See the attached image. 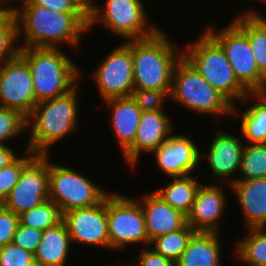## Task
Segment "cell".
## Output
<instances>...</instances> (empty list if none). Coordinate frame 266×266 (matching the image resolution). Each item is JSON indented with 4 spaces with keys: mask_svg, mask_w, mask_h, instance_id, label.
Wrapping results in <instances>:
<instances>
[{
    "mask_svg": "<svg viewBox=\"0 0 266 266\" xmlns=\"http://www.w3.org/2000/svg\"><path fill=\"white\" fill-rule=\"evenodd\" d=\"M23 5L13 8L17 20L18 37L22 32L24 44L20 48L49 47L55 44L76 46L80 35L88 29V12H57L32 4L29 0H15Z\"/></svg>",
    "mask_w": 266,
    "mask_h": 266,
    "instance_id": "6da1fadb",
    "label": "cell"
},
{
    "mask_svg": "<svg viewBox=\"0 0 266 266\" xmlns=\"http://www.w3.org/2000/svg\"><path fill=\"white\" fill-rule=\"evenodd\" d=\"M169 40L161 30L151 37L131 40L134 89L171 90L173 71L184 51L179 53Z\"/></svg>",
    "mask_w": 266,
    "mask_h": 266,
    "instance_id": "7a4b0ae2",
    "label": "cell"
},
{
    "mask_svg": "<svg viewBox=\"0 0 266 266\" xmlns=\"http://www.w3.org/2000/svg\"><path fill=\"white\" fill-rule=\"evenodd\" d=\"M77 92L78 85L63 96L36 104L26 118L27 127L32 130L27 149L36 155H48L49 146L76 130Z\"/></svg>",
    "mask_w": 266,
    "mask_h": 266,
    "instance_id": "3957f363",
    "label": "cell"
},
{
    "mask_svg": "<svg viewBox=\"0 0 266 266\" xmlns=\"http://www.w3.org/2000/svg\"><path fill=\"white\" fill-rule=\"evenodd\" d=\"M32 75L36 102L63 96L73 90L81 73L58 47L20 48Z\"/></svg>",
    "mask_w": 266,
    "mask_h": 266,
    "instance_id": "277c9868",
    "label": "cell"
},
{
    "mask_svg": "<svg viewBox=\"0 0 266 266\" xmlns=\"http://www.w3.org/2000/svg\"><path fill=\"white\" fill-rule=\"evenodd\" d=\"M183 56L232 104L236 99L251 97V93L237 80L221 46L206 31L187 45Z\"/></svg>",
    "mask_w": 266,
    "mask_h": 266,
    "instance_id": "5b68a950",
    "label": "cell"
},
{
    "mask_svg": "<svg viewBox=\"0 0 266 266\" xmlns=\"http://www.w3.org/2000/svg\"><path fill=\"white\" fill-rule=\"evenodd\" d=\"M170 98L198 113L231 115L237 111L184 56L175 65Z\"/></svg>",
    "mask_w": 266,
    "mask_h": 266,
    "instance_id": "8992f818",
    "label": "cell"
},
{
    "mask_svg": "<svg viewBox=\"0 0 266 266\" xmlns=\"http://www.w3.org/2000/svg\"><path fill=\"white\" fill-rule=\"evenodd\" d=\"M88 10V28L100 21L110 31L129 41L151 37L159 30L147 22L141 0H107L105 9L93 2Z\"/></svg>",
    "mask_w": 266,
    "mask_h": 266,
    "instance_id": "52a82bcc",
    "label": "cell"
},
{
    "mask_svg": "<svg viewBox=\"0 0 266 266\" xmlns=\"http://www.w3.org/2000/svg\"><path fill=\"white\" fill-rule=\"evenodd\" d=\"M212 29L210 27L205 31L223 49L237 80L250 93H263L266 78L257 67L247 35L233 21L219 33Z\"/></svg>",
    "mask_w": 266,
    "mask_h": 266,
    "instance_id": "ba28073f",
    "label": "cell"
},
{
    "mask_svg": "<svg viewBox=\"0 0 266 266\" xmlns=\"http://www.w3.org/2000/svg\"><path fill=\"white\" fill-rule=\"evenodd\" d=\"M91 182L71 168L49 160V200L60 207L62 214L94 206L109 194Z\"/></svg>",
    "mask_w": 266,
    "mask_h": 266,
    "instance_id": "9c48e42d",
    "label": "cell"
},
{
    "mask_svg": "<svg viewBox=\"0 0 266 266\" xmlns=\"http://www.w3.org/2000/svg\"><path fill=\"white\" fill-rule=\"evenodd\" d=\"M140 202L119 193L107 195V222L110 249L132 243L151 244Z\"/></svg>",
    "mask_w": 266,
    "mask_h": 266,
    "instance_id": "30bf717a",
    "label": "cell"
},
{
    "mask_svg": "<svg viewBox=\"0 0 266 266\" xmlns=\"http://www.w3.org/2000/svg\"><path fill=\"white\" fill-rule=\"evenodd\" d=\"M49 155H36L23 169L4 203L16 215L49 200Z\"/></svg>",
    "mask_w": 266,
    "mask_h": 266,
    "instance_id": "8fae6325",
    "label": "cell"
},
{
    "mask_svg": "<svg viewBox=\"0 0 266 266\" xmlns=\"http://www.w3.org/2000/svg\"><path fill=\"white\" fill-rule=\"evenodd\" d=\"M37 102L27 61L18 54L0 67V106L28 117Z\"/></svg>",
    "mask_w": 266,
    "mask_h": 266,
    "instance_id": "7c38bea8",
    "label": "cell"
},
{
    "mask_svg": "<svg viewBox=\"0 0 266 266\" xmlns=\"http://www.w3.org/2000/svg\"><path fill=\"white\" fill-rule=\"evenodd\" d=\"M93 74L103 100L131 96L134 90L131 40L111 51Z\"/></svg>",
    "mask_w": 266,
    "mask_h": 266,
    "instance_id": "4fadbf2b",
    "label": "cell"
},
{
    "mask_svg": "<svg viewBox=\"0 0 266 266\" xmlns=\"http://www.w3.org/2000/svg\"><path fill=\"white\" fill-rule=\"evenodd\" d=\"M72 243L109 248L107 196L98 204L76 208L63 213Z\"/></svg>",
    "mask_w": 266,
    "mask_h": 266,
    "instance_id": "5bb4252c",
    "label": "cell"
},
{
    "mask_svg": "<svg viewBox=\"0 0 266 266\" xmlns=\"http://www.w3.org/2000/svg\"><path fill=\"white\" fill-rule=\"evenodd\" d=\"M153 153L159 168L171 178L190 175L202 159L197 145L185 135H171Z\"/></svg>",
    "mask_w": 266,
    "mask_h": 266,
    "instance_id": "9a60e30c",
    "label": "cell"
},
{
    "mask_svg": "<svg viewBox=\"0 0 266 266\" xmlns=\"http://www.w3.org/2000/svg\"><path fill=\"white\" fill-rule=\"evenodd\" d=\"M172 125L165 112L142 111L133 144L124 152L125 160L135 167L142 151L154 152L170 136Z\"/></svg>",
    "mask_w": 266,
    "mask_h": 266,
    "instance_id": "2e32d148",
    "label": "cell"
},
{
    "mask_svg": "<svg viewBox=\"0 0 266 266\" xmlns=\"http://www.w3.org/2000/svg\"><path fill=\"white\" fill-rule=\"evenodd\" d=\"M226 198L220 186L201 184L192 209L187 215V224L196 232L219 233L218 222L226 208Z\"/></svg>",
    "mask_w": 266,
    "mask_h": 266,
    "instance_id": "e0dca14e",
    "label": "cell"
},
{
    "mask_svg": "<svg viewBox=\"0 0 266 266\" xmlns=\"http://www.w3.org/2000/svg\"><path fill=\"white\" fill-rule=\"evenodd\" d=\"M142 198L143 204L140 205L150 242L156 237L182 229L187 224V216L172 208L155 192Z\"/></svg>",
    "mask_w": 266,
    "mask_h": 266,
    "instance_id": "ac0fdd59",
    "label": "cell"
},
{
    "mask_svg": "<svg viewBox=\"0 0 266 266\" xmlns=\"http://www.w3.org/2000/svg\"><path fill=\"white\" fill-rule=\"evenodd\" d=\"M244 212L246 227L264 228L266 225V177L236 180L230 184Z\"/></svg>",
    "mask_w": 266,
    "mask_h": 266,
    "instance_id": "d6986e66",
    "label": "cell"
},
{
    "mask_svg": "<svg viewBox=\"0 0 266 266\" xmlns=\"http://www.w3.org/2000/svg\"><path fill=\"white\" fill-rule=\"evenodd\" d=\"M243 148L244 145L234 135L220 132L213 137L206 156L212 174L219 179H228L240 170Z\"/></svg>",
    "mask_w": 266,
    "mask_h": 266,
    "instance_id": "ffe728a7",
    "label": "cell"
},
{
    "mask_svg": "<svg viewBox=\"0 0 266 266\" xmlns=\"http://www.w3.org/2000/svg\"><path fill=\"white\" fill-rule=\"evenodd\" d=\"M105 103L112 107V128L124 153L135 140L142 110L131 96L107 99Z\"/></svg>",
    "mask_w": 266,
    "mask_h": 266,
    "instance_id": "44dd1931",
    "label": "cell"
},
{
    "mask_svg": "<svg viewBox=\"0 0 266 266\" xmlns=\"http://www.w3.org/2000/svg\"><path fill=\"white\" fill-rule=\"evenodd\" d=\"M72 243L65 222L43 230L35 253L36 266H64Z\"/></svg>",
    "mask_w": 266,
    "mask_h": 266,
    "instance_id": "7402d4cb",
    "label": "cell"
},
{
    "mask_svg": "<svg viewBox=\"0 0 266 266\" xmlns=\"http://www.w3.org/2000/svg\"><path fill=\"white\" fill-rule=\"evenodd\" d=\"M219 233L196 232L175 266H220Z\"/></svg>",
    "mask_w": 266,
    "mask_h": 266,
    "instance_id": "603a6c76",
    "label": "cell"
},
{
    "mask_svg": "<svg viewBox=\"0 0 266 266\" xmlns=\"http://www.w3.org/2000/svg\"><path fill=\"white\" fill-rule=\"evenodd\" d=\"M255 12H248L233 19L247 35L260 73L266 78V19Z\"/></svg>",
    "mask_w": 266,
    "mask_h": 266,
    "instance_id": "cb8c5ba5",
    "label": "cell"
},
{
    "mask_svg": "<svg viewBox=\"0 0 266 266\" xmlns=\"http://www.w3.org/2000/svg\"><path fill=\"white\" fill-rule=\"evenodd\" d=\"M172 179V182L167 184L165 188L156 189L154 192L172 208L187 216L192 209L201 184L190 175L172 177Z\"/></svg>",
    "mask_w": 266,
    "mask_h": 266,
    "instance_id": "d4e9b609",
    "label": "cell"
},
{
    "mask_svg": "<svg viewBox=\"0 0 266 266\" xmlns=\"http://www.w3.org/2000/svg\"><path fill=\"white\" fill-rule=\"evenodd\" d=\"M252 97L261 103L250 106L243 113L240 124L241 135L251 144H266V95L251 93Z\"/></svg>",
    "mask_w": 266,
    "mask_h": 266,
    "instance_id": "484cf974",
    "label": "cell"
},
{
    "mask_svg": "<svg viewBox=\"0 0 266 266\" xmlns=\"http://www.w3.org/2000/svg\"><path fill=\"white\" fill-rule=\"evenodd\" d=\"M249 228L248 235L237 242V259L248 266H266V231Z\"/></svg>",
    "mask_w": 266,
    "mask_h": 266,
    "instance_id": "4316f807",
    "label": "cell"
},
{
    "mask_svg": "<svg viewBox=\"0 0 266 266\" xmlns=\"http://www.w3.org/2000/svg\"><path fill=\"white\" fill-rule=\"evenodd\" d=\"M243 148L240 172L242 177L228 180L229 184L236 180H252L266 177V144H249Z\"/></svg>",
    "mask_w": 266,
    "mask_h": 266,
    "instance_id": "83f0119b",
    "label": "cell"
},
{
    "mask_svg": "<svg viewBox=\"0 0 266 266\" xmlns=\"http://www.w3.org/2000/svg\"><path fill=\"white\" fill-rule=\"evenodd\" d=\"M195 233L196 231L186 224L182 229L156 237L151 241V245L154 244L153 249L157 253L176 262Z\"/></svg>",
    "mask_w": 266,
    "mask_h": 266,
    "instance_id": "f1b7e54d",
    "label": "cell"
},
{
    "mask_svg": "<svg viewBox=\"0 0 266 266\" xmlns=\"http://www.w3.org/2000/svg\"><path fill=\"white\" fill-rule=\"evenodd\" d=\"M19 217V224L37 228L41 231L53 227L63 220L60 207L51 200L23 212Z\"/></svg>",
    "mask_w": 266,
    "mask_h": 266,
    "instance_id": "f546056e",
    "label": "cell"
},
{
    "mask_svg": "<svg viewBox=\"0 0 266 266\" xmlns=\"http://www.w3.org/2000/svg\"><path fill=\"white\" fill-rule=\"evenodd\" d=\"M18 39L17 20L14 10L11 9L4 17L0 18V65L15 58L20 47L15 46Z\"/></svg>",
    "mask_w": 266,
    "mask_h": 266,
    "instance_id": "4dcf8cb0",
    "label": "cell"
},
{
    "mask_svg": "<svg viewBox=\"0 0 266 266\" xmlns=\"http://www.w3.org/2000/svg\"><path fill=\"white\" fill-rule=\"evenodd\" d=\"M26 153H28L26 157L20 158L17 156L6 167L0 170V205L4 203L12 188L17 184L25 166L36 156L29 149L26 150Z\"/></svg>",
    "mask_w": 266,
    "mask_h": 266,
    "instance_id": "1f68e13d",
    "label": "cell"
},
{
    "mask_svg": "<svg viewBox=\"0 0 266 266\" xmlns=\"http://www.w3.org/2000/svg\"><path fill=\"white\" fill-rule=\"evenodd\" d=\"M27 127L26 117L20 112L0 106V144L14 138Z\"/></svg>",
    "mask_w": 266,
    "mask_h": 266,
    "instance_id": "d6a6232c",
    "label": "cell"
},
{
    "mask_svg": "<svg viewBox=\"0 0 266 266\" xmlns=\"http://www.w3.org/2000/svg\"><path fill=\"white\" fill-rule=\"evenodd\" d=\"M0 266H36L34 254L8 243L0 247Z\"/></svg>",
    "mask_w": 266,
    "mask_h": 266,
    "instance_id": "836d02e7",
    "label": "cell"
},
{
    "mask_svg": "<svg viewBox=\"0 0 266 266\" xmlns=\"http://www.w3.org/2000/svg\"><path fill=\"white\" fill-rule=\"evenodd\" d=\"M171 90L134 89L131 97L142 111H160L164 107L165 98L170 97Z\"/></svg>",
    "mask_w": 266,
    "mask_h": 266,
    "instance_id": "e575fe53",
    "label": "cell"
},
{
    "mask_svg": "<svg viewBox=\"0 0 266 266\" xmlns=\"http://www.w3.org/2000/svg\"><path fill=\"white\" fill-rule=\"evenodd\" d=\"M42 233L43 231L37 228L19 224L12 243L34 254L41 242Z\"/></svg>",
    "mask_w": 266,
    "mask_h": 266,
    "instance_id": "d590c367",
    "label": "cell"
},
{
    "mask_svg": "<svg viewBox=\"0 0 266 266\" xmlns=\"http://www.w3.org/2000/svg\"><path fill=\"white\" fill-rule=\"evenodd\" d=\"M18 225V215L0 205V247L12 243Z\"/></svg>",
    "mask_w": 266,
    "mask_h": 266,
    "instance_id": "8d00e7d4",
    "label": "cell"
},
{
    "mask_svg": "<svg viewBox=\"0 0 266 266\" xmlns=\"http://www.w3.org/2000/svg\"><path fill=\"white\" fill-rule=\"evenodd\" d=\"M32 4L57 12H88L89 8L81 0H29Z\"/></svg>",
    "mask_w": 266,
    "mask_h": 266,
    "instance_id": "74e56055",
    "label": "cell"
},
{
    "mask_svg": "<svg viewBox=\"0 0 266 266\" xmlns=\"http://www.w3.org/2000/svg\"><path fill=\"white\" fill-rule=\"evenodd\" d=\"M137 266H175V262L157 253L153 248L142 250Z\"/></svg>",
    "mask_w": 266,
    "mask_h": 266,
    "instance_id": "f35d334b",
    "label": "cell"
},
{
    "mask_svg": "<svg viewBox=\"0 0 266 266\" xmlns=\"http://www.w3.org/2000/svg\"><path fill=\"white\" fill-rule=\"evenodd\" d=\"M16 157L17 155L9 146L0 144V170L6 167Z\"/></svg>",
    "mask_w": 266,
    "mask_h": 266,
    "instance_id": "ab89813d",
    "label": "cell"
},
{
    "mask_svg": "<svg viewBox=\"0 0 266 266\" xmlns=\"http://www.w3.org/2000/svg\"><path fill=\"white\" fill-rule=\"evenodd\" d=\"M8 0H0V18L4 17L12 8L11 7H5L4 4L5 2H7Z\"/></svg>",
    "mask_w": 266,
    "mask_h": 266,
    "instance_id": "60d3db41",
    "label": "cell"
},
{
    "mask_svg": "<svg viewBox=\"0 0 266 266\" xmlns=\"http://www.w3.org/2000/svg\"><path fill=\"white\" fill-rule=\"evenodd\" d=\"M88 8L92 5L94 0H81Z\"/></svg>",
    "mask_w": 266,
    "mask_h": 266,
    "instance_id": "b9f144b4",
    "label": "cell"
},
{
    "mask_svg": "<svg viewBox=\"0 0 266 266\" xmlns=\"http://www.w3.org/2000/svg\"><path fill=\"white\" fill-rule=\"evenodd\" d=\"M256 1H259V2H266V0H256Z\"/></svg>",
    "mask_w": 266,
    "mask_h": 266,
    "instance_id": "7bdbcfd3",
    "label": "cell"
},
{
    "mask_svg": "<svg viewBox=\"0 0 266 266\" xmlns=\"http://www.w3.org/2000/svg\"><path fill=\"white\" fill-rule=\"evenodd\" d=\"M263 94H265V95H266V87H265V89H264V91H263Z\"/></svg>",
    "mask_w": 266,
    "mask_h": 266,
    "instance_id": "ee69618b",
    "label": "cell"
}]
</instances>
